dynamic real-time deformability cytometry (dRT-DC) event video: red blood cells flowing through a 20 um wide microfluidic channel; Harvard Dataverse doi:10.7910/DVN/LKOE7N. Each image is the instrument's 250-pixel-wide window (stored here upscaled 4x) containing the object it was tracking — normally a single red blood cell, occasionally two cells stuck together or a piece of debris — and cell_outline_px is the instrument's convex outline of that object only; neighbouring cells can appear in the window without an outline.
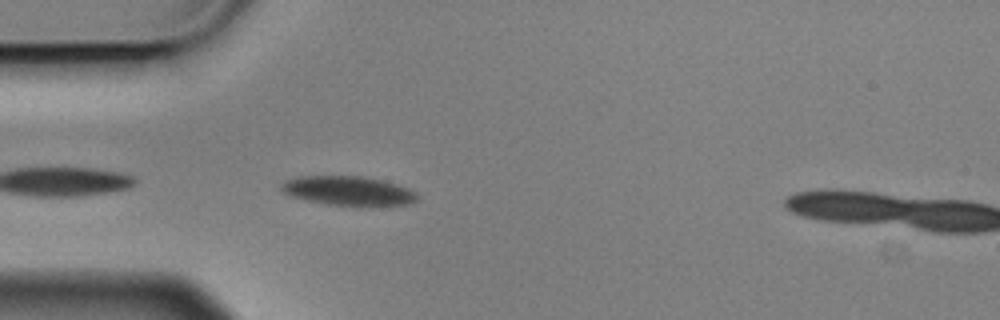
{"species": "Egyptian fruit bat (a non-hibernating species)", "species_latin": "Rousettus aegyptiacus", "temperature_condition": "cold", "stored_images_in_passage": 6, "camera_frame_rate_fps": 3000, "um_per_image_px": 0.085, "animal": {"sex": "male"}, "frame": {"image": 1, "passage_image": 5, "time_ms": 1.333, "image_size_px": [1000, 320], "cell_outline_px": [[416, 200], [408, 204], [368, 208], [352, 208], [328, 204], [308, 200], [292, 196], [284, 192], [280, 188], [280, 184], [284, 180], [296, 176], [360, 176], [380, 180], [416, 192]], "centroid_in_image_um": [29.57, 16.26], "position_along_channel_um": 55.4, "area_um2": 23.58}}